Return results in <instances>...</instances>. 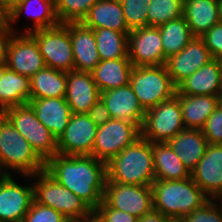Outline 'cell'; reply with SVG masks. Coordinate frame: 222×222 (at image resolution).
Returning a JSON list of instances; mask_svg holds the SVG:
<instances>
[{
    "mask_svg": "<svg viewBox=\"0 0 222 222\" xmlns=\"http://www.w3.org/2000/svg\"><path fill=\"white\" fill-rule=\"evenodd\" d=\"M45 170L92 209L102 202L107 180L106 162L91 155L56 154L45 163Z\"/></svg>",
    "mask_w": 222,
    "mask_h": 222,
    "instance_id": "obj_1",
    "label": "cell"
},
{
    "mask_svg": "<svg viewBox=\"0 0 222 222\" xmlns=\"http://www.w3.org/2000/svg\"><path fill=\"white\" fill-rule=\"evenodd\" d=\"M155 179L152 142L141 136L107 163L106 182L151 186Z\"/></svg>",
    "mask_w": 222,
    "mask_h": 222,
    "instance_id": "obj_2",
    "label": "cell"
},
{
    "mask_svg": "<svg viewBox=\"0 0 222 222\" xmlns=\"http://www.w3.org/2000/svg\"><path fill=\"white\" fill-rule=\"evenodd\" d=\"M151 187L153 208L175 222L209 199L192 177L185 180L155 179Z\"/></svg>",
    "mask_w": 222,
    "mask_h": 222,
    "instance_id": "obj_3",
    "label": "cell"
},
{
    "mask_svg": "<svg viewBox=\"0 0 222 222\" xmlns=\"http://www.w3.org/2000/svg\"><path fill=\"white\" fill-rule=\"evenodd\" d=\"M9 169L22 173V176L34 175L45 170V162L32 149L25 137L5 116H2L0 117V175H10Z\"/></svg>",
    "mask_w": 222,
    "mask_h": 222,
    "instance_id": "obj_4",
    "label": "cell"
},
{
    "mask_svg": "<svg viewBox=\"0 0 222 222\" xmlns=\"http://www.w3.org/2000/svg\"><path fill=\"white\" fill-rule=\"evenodd\" d=\"M129 84L145 110L173 98L177 92L165 65L134 66Z\"/></svg>",
    "mask_w": 222,
    "mask_h": 222,
    "instance_id": "obj_5",
    "label": "cell"
},
{
    "mask_svg": "<svg viewBox=\"0 0 222 222\" xmlns=\"http://www.w3.org/2000/svg\"><path fill=\"white\" fill-rule=\"evenodd\" d=\"M23 177H37L33 184L34 200L60 212L67 219L83 218L92 210L85 201L59 184L46 170Z\"/></svg>",
    "mask_w": 222,
    "mask_h": 222,
    "instance_id": "obj_6",
    "label": "cell"
},
{
    "mask_svg": "<svg viewBox=\"0 0 222 222\" xmlns=\"http://www.w3.org/2000/svg\"><path fill=\"white\" fill-rule=\"evenodd\" d=\"M4 116L25 137L45 163L58 154L57 139L37 119L29 103L5 109Z\"/></svg>",
    "mask_w": 222,
    "mask_h": 222,
    "instance_id": "obj_7",
    "label": "cell"
},
{
    "mask_svg": "<svg viewBox=\"0 0 222 222\" xmlns=\"http://www.w3.org/2000/svg\"><path fill=\"white\" fill-rule=\"evenodd\" d=\"M185 129L179 98L159 103L146 110L141 137L152 143H165Z\"/></svg>",
    "mask_w": 222,
    "mask_h": 222,
    "instance_id": "obj_8",
    "label": "cell"
},
{
    "mask_svg": "<svg viewBox=\"0 0 222 222\" xmlns=\"http://www.w3.org/2000/svg\"><path fill=\"white\" fill-rule=\"evenodd\" d=\"M29 34L36 40L47 67L64 72L74 70L69 23H59L57 26L38 29Z\"/></svg>",
    "mask_w": 222,
    "mask_h": 222,
    "instance_id": "obj_9",
    "label": "cell"
},
{
    "mask_svg": "<svg viewBox=\"0 0 222 222\" xmlns=\"http://www.w3.org/2000/svg\"><path fill=\"white\" fill-rule=\"evenodd\" d=\"M141 136V129L134 123L111 118L99 126L91 156L108 163L125 147Z\"/></svg>",
    "mask_w": 222,
    "mask_h": 222,
    "instance_id": "obj_10",
    "label": "cell"
},
{
    "mask_svg": "<svg viewBox=\"0 0 222 222\" xmlns=\"http://www.w3.org/2000/svg\"><path fill=\"white\" fill-rule=\"evenodd\" d=\"M4 62L10 70L29 78L46 66L36 40L29 33L10 35Z\"/></svg>",
    "mask_w": 222,
    "mask_h": 222,
    "instance_id": "obj_11",
    "label": "cell"
},
{
    "mask_svg": "<svg viewBox=\"0 0 222 222\" xmlns=\"http://www.w3.org/2000/svg\"><path fill=\"white\" fill-rule=\"evenodd\" d=\"M103 201L114 209L140 218L153 208L152 187L106 182Z\"/></svg>",
    "mask_w": 222,
    "mask_h": 222,
    "instance_id": "obj_12",
    "label": "cell"
},
{
    "mask_svg": "<svg viewBox=\"0 0 222 222\" xmlns=\"http://www.w3.org/2000/svg\"><path fill=\"white\" fill-rule=\"evenodd\" d=\"M128 58L133 66L165 65L159 27L146 26L128 34Z\"/></svg>",
    "mask_w": 222,
    "mask_h": 222,
    "instance_id": "obj_13",
    "label": "cell"
},
{
    "mask_svg": "<svg viewBox=\"0 0 222 222\" xmlns=\"http://www.w3.org/2000/svg\"><path fill=\"white\" fill-rule=\"evenodd\" d=\"M97 128L87 114L72 113L64 133L57 140L58 154L91 155Z\"/></svg>",
    "mask_w": 222,
    "mask_h": 222,
    "instance_id": "obj_14",
    "label": "cell"
},
{
    "mask_svg": "<svg viewBox=\"0 0 222 222\" xmlns=\"http://www.w3.org/2000/svg\"><path fill=\"white\" fill-rule=\"evenodd\" d=\"M33 201V185H19L12 174L0 175V222H23Z\"/></svg>",
    "mask_w": 222,
    "mask_h": 222,
    "instance_id": "obj_15",
    "label": "cell"
},
{
    "mask_svg": "<svg viewBox=\"0 0 222 222\" xmlns=\"http://www.w3.org/2000/svg\"><path fill=\"white\" fill-rule=\"evenodd\" d=\"M213 59L201 37L193 39L179 52L170 55L165 63L168 74L177 87L183 80Z\"/></svg>",
    "mask_w": 222,
    "mask_h": 222,
    "instance_id": "obj_16",
    "label": "cell"
},
{
    "mask_svg": "<svg viewBox=\"0 0 222 222\" xmlns=\"http://www.w3.org/2000/svg\"><path fill=\"white\" fill-rule=\"evenodd\" d=\"M193 181L209 199L222 195V145L209 144L204 156L191 172Z\"/></svg>",
    "mask_w": 222,
    "mask_h": 222,
    "instance_id": "obj_17",
    "label": "cell"
},
{
    "mask_svg": "<svg viewBox=\"0 0 222 222\" xmlns=\"http://www.w3.org/2000/svg\"><path fill=\"white\" fill-rule=\"evenodd\" d=\"M100 98L105 103L111 118L132 122L141 129L146 110L130 84L103 91L100 93Z\"/></svg>",
    "mask_w": 222,
    "mask_h": 222,
    "instance_id": "obj_18",
    "label": "cell"
},
{
    "mask_svg": "<svg viewBox=\"0 0 222 222\" xmlns=\"http://www.w3.org/2000/svg\"><path fill=\"white\" fill-rule=\"evenodd\" d=\"M65 99L72 113L87 114L100 99V91L93 80L92 73L76 70L67 72Z\"/></svg>",
    "mask_w": 222,
    "mask_h": 222,
    "instance_id": "obj_19",
    "label": "cell"
},
{
    "mask_svg": "<svg viewBox=\"0 0 222 222\" xmlns=\"http://www.w3.org/2000/svg\"><path fill=\"white\" fill-rule=\"evenodd\" d=\"M74 70L91 72L101 61L93 29L82 22H69Z\"/></svg>",
    "mask_w": 222,
    "mask_h": 222,
    "instance_id": "obj_20",
    "label": "cell"
},
{
    "mask_svg": "<svg viewBox=\"0 0 222 222\" xmlns=\"http://www.w3.org/2000/svg\"><path fill=\"white\" fill-rule=\"evenodd\" d=\"M222 93L220 63L217 58L203 65L177 86L176 95H211Z\"/></svg>",
    "mask_w": 222,
    "mask_h": 222,
    "instance_id": "obj_21",
    "label": "cell"
},
{
    "mask_svg": "<svg viewBox=\"0 0 222 222\" xmlns=\"http://www.w3.org/2000/svg\"><path fill=\"white\" fill-rule=\"evenodd\" d=\"M37 119L58 140L64 133L72 115L65 97L30 99Z\"/></svg>",
    "mask_w": 222,
    "mask_h": 222,
    "instance_id": "obj_22",
    "label": "cell"
},
{
    "mask_svg": "<svg viewBox=\"0 0 222 222\" xmlns=\"http://www.w3.org/2000/svg\"><path fill=\"white\" fill-rule=\"evenodd\" d=\"M33 4H37L39 10L35 9L36 11H34L33 9L36 6L34 7ZM31 5L34 8H32ZM22 13H26L34 19L33 26L25 28L23 33H31L38 29L51 28L59 24L55 12L54 0H21V2L5 16L12 33H16V29H13V23H16V21L22 17Z\"/></svg>",
    "mask_w": 222,
    "mask_h": 222,
    "instance_id": "obj_23",
    "label": "cell"
},
{
    "mask_svg": "<svg viewBox=\"0 0 222 222\" xmlns=\"http://www.w3.org/2000/svg\"><path fill=\"white\" fill-rule=\"evenodd\" d=\"M167 143L190 173L196 168L209 145L202 130L191 128L183 129Z\"/></svg>",
    "mask_w": 222,
    "mask_h": 222,
    "instance_id": "obj_24",
    "label": "cell"
},
{
    "mask_svg": "<svg viewBox=\"0 0 222 222\" xmlns=\"http://www.w3.org/2000/svg\"><path fill=\"white\" fill-rule=\"evenodd\" d=\"M82 23L91 29H112L129 33L120 0H97Z\"/></svg>",
    "mask_w": 222,
    "mask_h": 222,
    "instance_id": "obj_25",
    "label": "cell"
},
{
    "mask_svg": "<svg viewBox=\"0 0 222 222\" xmlns=\"http://www.w3.org/2000/svg\"><path fill=\"white\" fill-rule=\"evenodd\" d=\"M133 67L128 57L101 60L91 73L101 93L128 85Z\"/></svg>",
    "mask_w": 222,
    "mask_h": 222,
    "instance_id": "obj_26",
    "label": "cell"
},
{
    "mask_svg": "<svg viewBox=\"0 0 222 222\" xmlns=\"http://www.w3.org/2000/svg\"><path fill=\"white\" fill-rule=\"evenodd\" d=\"M194 37L203 36L219 21L218 0H184L183 15Z\"/></svg>",
    "mask_w": 222,
    "mask_h": 222,
    "instance_id": "obj_27",
    "label": "cell"
},
{
    "mask_svg": "<svg viewBox=\"0 0 222 222\" xmlns=\"http://www.w3.org/2000/svg\"><path fill=\"white\" fill-rule=\"evenodd\" d=\"M179 98L185 128L202 129L208 117L219 106L220 96L176 95Z\"/></svg>",
    "mask_w": 222,
    "mask_h": 222,
    "instance_id": "obj_28",
    "label": "cell"
},
{
    "mask_svg": "<svg viewBox=\"0 0 222 222\" xmlns=\"http://www.w3.org/2000/svg\"><path fill=\"white\" fill-rule=\"evenodd\" d=\"M152 152L156 179L185 180L191 177L189 170L167 142L152 143Z\"/></svg>",
    "mask_w": 222,
    "mask_h": 222,
    "instance_id": "obj_29",
    "label": "cell"
},
{
    "mask_svg": "<svg viewBox=\"0 0 222 222\" xmlns=\"http://www.w3.org/2000/svg\"><path fill=\"white\" fill-rule=\"evenodd\" d=\"M30 99L65 97L67 72L45 66L30 78Z\"/></svg>",
    "mask_w": 222,
    "mask_h": 222,
    "instance_id": "obj_30",
    "label": "cell"
},
{
    "mask_svg": "<svg viewBox=\"0 0 222 222\" xmlns=\"http://www.w3.org/2000/svg\"><path fill=\"white\" fill-rule=\"evenodd\" d=\"M30 78L10 70L5 64V73L0 80V107L7 108L30 102Z\"/></svg>",
    "mask_w": 222,
    "mask_h": 222,
    "instance_id": "obj_31",
    "label": "cell"
},
{
    "mask_svg": "<svg viewBox=\"0 0 222 222\" xmlns=\"http://www.w3.org/2000/svg\"><path fill=\"white\" fill-rule=\"evenodd\" d=\"M159 27L164 55L179 53L192 39L193 34L183 16L170 20Z\"/></svg>",
    "mask_w": 222,
    "mask_h": 222,
    "instance_id": "obj_32",
    "label": "cell"
},
{
    "mask_svg": "<svg viewBox=\"0 0 222 222\" xmlns=\"http://www.w3.org/2000/svg\"><path fill=\"white\" fill-rule=\"evenodd\" d=\"M100 60L128 57V34L112 29H93Z\"/></svg>",
    "mask_w": 222,
    "mask_h": 222,
    "instance_id": "obj_33",
    "label": "cell"
},
{
    "mask_svg": "<svg viewBox=\"0 0 222 222\" xmlns=\"http://www.w3.org/2000/svg\"><path fill=\"white\" fill-rule=\"evenodd\" d=\"M184 0H150L147 26L158 27L183 15Z\"/></svg>",
    "mask_w": 222,
    "mask_h": 222,
    "instance_id": "obj_34",
    "label": "cell"
},
{
    "mask_svg": "<svg viewBox=\"0 0 222 222\" xmlns=\"http://www.w3.org/2000/svg\"><path fill=\"white\" fill-rule=\"evenodd\" d=\"M97 0H57L55 12L59 23L82 22Z\"/></svg>",
    "mask_w": 222,
    "mask_h": 222,
    "instance_id": "obj_35",
    "label": "cell"
},
{
    "mask_svg": "<svg viewBox=\"0 0 222 222\" xmlns=\"http://www.w3.org/2000/svg\"><path fill=\"white\" fill-rule=\"evenodd\" d=\"M128 30L147 26V11L150 0H120Z\"/></svg>",
    "mask_w": 222,
    "mask_h": 222,
    "instance_id": "obj_36",
    "label": "cell"
},
{
    "mask_svg": "<svg viewBox=\"0 0 222 222\" xmlns=\"http://www.w3.org/2000/svg\"><path fill=\"white\" fill-rule=\"evenodd\" d=\"M217 201V199L216 201L215 199H208L178 222H222V205L219 206Z\"/></svg>",
    "mask_w": 222,
    "mask_h": 222,
    "instance_id": "obj_37",
    "label": "cell"
},
{
    "mask_svg": "<svg viewBox=\"0 0 222 222\" xmlns=\"http://www.w3.org/2000/svg\"><path fill=\"white\" fill-rule=\"evenodd\" d=\"M66 219L60 212L34 200L23 222H64Z\"/></svg>",
    "mask_w": 222,
    "mask_h": 222,
    "instance_id": "obj_38",
    "label": "cell"
},
{
    "mask_svg": "<svg viewBox=\"0 0 222 222\" xmlns=\"http://www.w3.org/2000/svg\"><path fill=\"white\" fill-rule=\"evenodd\" d=\"M201 130L209 144L222 145V107L220 104L208 117Z\"/></svg>",
    "mask_w": 222,
    "mask_h": 222,
    "instance_id": "obj_39",
    "label": "cell"
},
{
    "mask_svg": "<svg viewBox=\"0 0 222 222\" xmlns=\"http://www.w3.org/2000/svg\"><path fill=\"white\" fill-rule=\"evenodd\" d=\"M206 47L211 53L213 58L222 56V23L218 22L212 26L203 36Z\"/></svg>",
    "mask_w": 222,
    "mask_h": 222,
    "instance_id": "obj_40",
    "label": "cell"
},
{
    "mask_svg": "<svg viewBox=\"0 0 222 222\" xmlns=\"http://www.w3.org/2000/svg\"><path fill=\"white\" fill-rule=\"evenodd\" d=\"M96 210L107 222H137L139 219L131 214L110 207L103 200Z\"/></svg>",
    "mask_w": 222,
    "mask_h": 222,
    "instance_id": "obj_41",
    "label": "cell"
},
{
    "mask_svg": "<svg viewBox=\"0 0 222 222\" xmlns=\"http://www.w3.org/2000/svg\"><path fill=\"white\" fill-rule=\"evenodd\" d=\"M87 115L98 127L111 119L108 109L101 98L89 109Z\"/></svg>",
    "mask_w": 222,
    "mask_h": 222,
    "instance_id": "obj_42",
    "label": "cell"
},
{
    "mask_svg": "<svg viewBox=\"0 0 222 222\" xmlns=\"http://www.w3.org/2000/svg\"><path fill=\"white\" fill-rule=\"evenodd\" d=\"M12 34V31L9 28L8 22L5 19L0 22V63L5 61V50L7 41Z\"/></svg>",
    "mask_w": 222,
    "mask_h": 222,
    "instance_id": "obj_43",
    "label": "cell"
},
{
    "mask_svg": "<svg viewBox=\"0 0 222 222\" xmlns=\"http://www.w3.org/2000/svg\"><path fill=\"white\" fill-rule=\"evenodd\" d=\"M137 222H173L169 217L163 215L160 211L152 208L146 212Z\"/></svg>",
    "mask_w": 222,
    "mask_h": 222,
    "instance_id": "obj_44",
    "label": "cell"
},
{
    "mask_svg": "<svg viewBox=\"0 0 222 222\" xmlns=\"http://www.w3.org/2000/svg\"><path fill=\"white\" fill-rule=\"evenodd\" d=\"M21 0H0V10L6 16Z\"/></svg>",
    "mask_w": 222,
    "mask_h": 222,
    "instance_id": "obj_45",
    "label": "cell"
},
{
    "mask_svg": "<svg viewBox=\"0 0 222 222\" xmlns=\"http://www.w3.org/2000/svg\"><path fill=\"white\" fill-rule=\"evenodd\" d=\"M83 218L84 222H107L96 209H92Z\"/></svg>",
    "mask_w": 222,
    "mask_h": 222,
    "instance_id": "obj_46",
    "label": "cell"
},
{
    "mask_svg": "<svg viewBox=\"0 0 222 222\" xmlns=\"http://www.w3.org/2000/svg\"><path fill=\"white\" fill-rule=\"evenodd\" d=\"M219 21L222 23V0H218Z\"/></svg>",
    "mask_w": 222,
    "mask_h": 222,
    "instance_id": "obj_47",
    "label": "cell"
},
{
    "mask_svg": "<svg viewBox=\"0 0 222 222\" xmlns=\"http://www.w3.org/2000/svg\"><path fill=\"white\" fill-rule=\"evenodd\" d=\"M64 222H84V218H68Z\"/></svg>",
    "mask_w": 222,
    "mask_h": 222,
    "instance_id": "obj_48",
    "label": "cell"
},
{
    "mask_svg": "<svg viewBox=\"0 0 222 222\" xmlns=\"http://www.w3.org/2000/svg\"><path fill=\"white\" fill-rule=\"evenodd\" d=\"M5 73V62L0 63V80Z\"/></svg>",
    "mask_w": 222,
    "mask_h": 222,
    "instance_id": "obj_49",
    "label": "cell"
},
{
    "mask_svg": "<svg viewBox=\"0 0 222 222\" xmlns=\"http://www.w3.org/2000/svg\"><path fill=\"white\" fill-rule=\"evenodd\" d=\"M220 63V71H221V78H222V56L218 58Z\"/></svg>",
    "mask_w": 222,
    "mask_h": 222,
    "instance_id": "obj_50",
    "label": "cell"
},
{
    "mask_svg": "<svg viewBox=\"0 0 222 222\" xmlns=\"http://www.w3.org/2000/svg\"><path fill=\"white\" fill-rule=\"evenodd\" d=\"M5 20V15L0 10V22Z\"/></svg>",
    "mask_w": 222,
    "mask_h": 222,
    "instance_id": "obj_51",
    "label": "cell"
},
{
    "mask_svg": "<svg viewBox=\"0 0 222 222\" xmlns=\"http://www.w3.org/2000/svg\"><path fill=\"white\" fill-rule=\"evenodd\" d=\"M4 116V110L0 107V117Z\"/></svg>",
    "mask_w": 222,
    "mask_h": 222,
    "instance_id": "obj_52",
    "label": "cell"
},
{
    "mask_svg": "<svg viewBox=\"0 0 222 222\" xmlns=\"http://www.w3.org/2000/svg\"><path fill=\"white\" fill-rule=\"evenodd\" d=\"M219 102H220V105H221V107H222V93H221V95H220V97H219Z\"/></svg>",
    "mask_w": 222,
    "mask_h": 222,
    "instance_id": "obj_53",
    "label": "cell"
},
{
    "mask_svg": "<svg viewBox=\"0 0 222 222\" xmlns=\"http://www.w3.org/2000/svg\"><path fill=\"white\" fill-rule=\"evenodd\" d=\"M217 200H219L218 202H220L219 204H221L222 205V195L217 199Z\"/></svg>",
    "mask_w": 222,
    "mask_h": 222,
    "instance_id": "obj_54",
    "label": "cell"
}]
</instances>
